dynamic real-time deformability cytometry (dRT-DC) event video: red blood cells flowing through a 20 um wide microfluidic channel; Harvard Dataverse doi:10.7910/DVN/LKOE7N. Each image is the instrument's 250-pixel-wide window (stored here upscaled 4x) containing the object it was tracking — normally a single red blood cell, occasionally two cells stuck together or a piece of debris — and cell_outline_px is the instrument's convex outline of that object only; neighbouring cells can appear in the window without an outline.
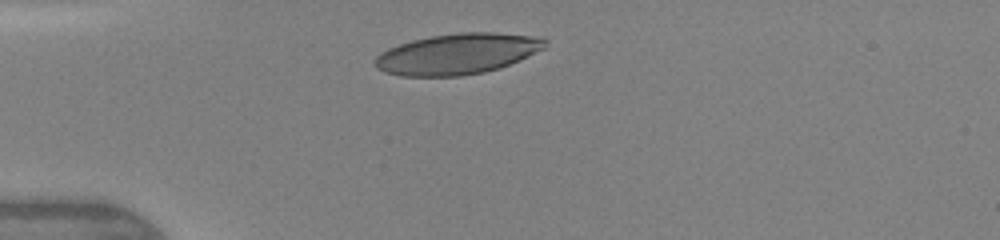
{"species": "human", "species_latin": "Homo sapiens", "temperature_condition": "warm", "stored_images_in_passage": 2, "camera_frame_rate_fps": 3000, "um_per_image_px": 0.085, "donor": {"sex": "female"}, "frame": {"image": 1, "passage_image": 1, "time_ms": 0.0, "image_size_px": [1000, 240], "cell_outline_px": [[548, 40], [544, 48], [520, 60], [500, 68], [484, 72], [460, 76], [400, 76], [384, 72], [376, 68], [376, 56], [380, 52], [388, 48], [412, 40], [432, 36], [456, 32], [496, 32], [544, 36]], "centroid_in_image_um": [38.92, 4.57], "position_along_channel_um": 46.1, "area_um2": 40.75}}